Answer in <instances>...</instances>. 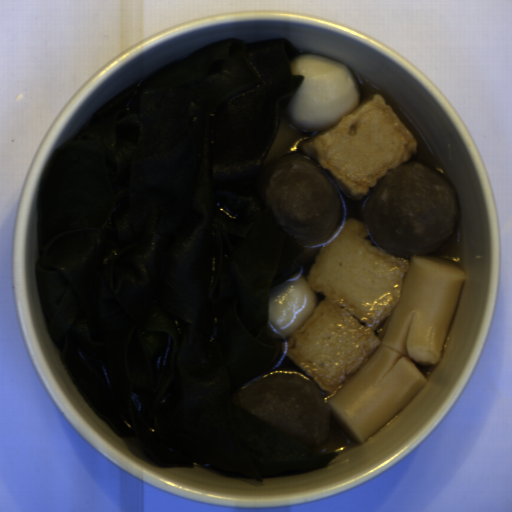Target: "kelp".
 <instances>
[{"label":"kelp","mask_w":512,"mask_h":512,"mask_svg":"<svg viewBox=\"0 0 512 512\" xmlns=\"http://www.w3.org/2000/svg\"><path fill=\"white\" fill-rule=\"evenodd\" d=\"M302 55L278 37L192 52L109 97L47 168L36 271L54 345L86 403L165 469L263 481L338 455L232 404L282 344L269 301L302 245L261 169Z\"/></svg>","instance_id":"kelp-1"}]
</instances>
